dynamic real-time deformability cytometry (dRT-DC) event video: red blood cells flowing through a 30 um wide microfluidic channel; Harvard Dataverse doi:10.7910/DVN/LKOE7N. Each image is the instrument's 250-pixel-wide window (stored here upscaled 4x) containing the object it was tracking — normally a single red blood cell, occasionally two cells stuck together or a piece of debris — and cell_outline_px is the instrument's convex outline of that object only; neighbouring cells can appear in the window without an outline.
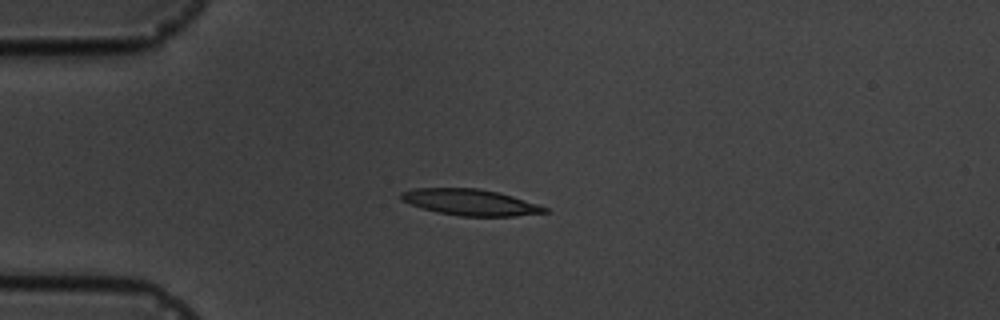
{"species": "common noctule bat (a hibernating species)", "species_latin": "Nyctalus noctula", "temperature_condition": "cold", "stored_images_in_passage": 6, "camera_frame_rate_fps": 3000, "um_per_image_px": 0.085, "animal": {"sex": "male", "body_mass_g": 19.5, "forearm_length_mm": 54.6}, "frame": {"image": 1, "passage_image": 4, "time_ms": 3.667, "image_size_px": [1000, 320], "cell_outline_px": [[552, 212], [516, 216], [460, 216], [440, 212], [424, 208], [400, 200], [400, 192], [416, 188], [480, 188], [512, 196], [548, 208]], "centroid_in_image_um": [40.0, 17.19], "position_along_channel_um": 45.0, "area_um2": 21.73}}
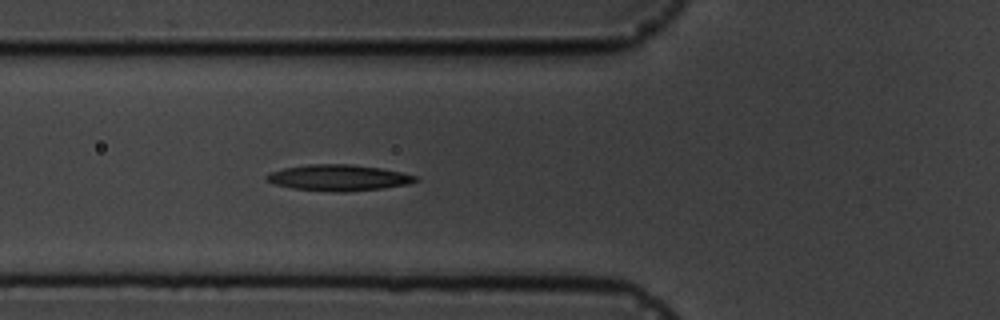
{"frame": {"image": 2, "passage_image": 6, "time_ms": 5.667, "image_size_px": [1000, 320], "cell_outline_px": [[420, 180], [408, 184], [384, 188], [344, 192], [336, 192], [292, 188], [276, 184], [268, 180], [264, 176], [272, 172], [284, 168], [308, 164], [352, 164], [380, 168], [400, 172], [416, 176]], "centroid_in_image_um": [28.8, 15.1], "position_along_channel_um": 97.0, "area_um2": 22.48}}